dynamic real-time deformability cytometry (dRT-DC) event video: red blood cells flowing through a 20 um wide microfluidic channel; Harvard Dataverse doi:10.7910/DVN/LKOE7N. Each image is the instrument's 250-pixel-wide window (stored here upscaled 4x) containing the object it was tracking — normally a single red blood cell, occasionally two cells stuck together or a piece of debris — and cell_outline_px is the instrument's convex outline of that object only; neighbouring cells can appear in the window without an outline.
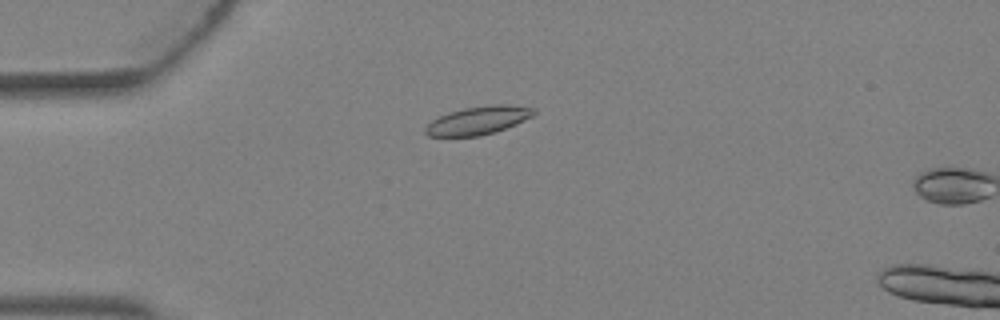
{"species": "Egyptian fruit bat (a non-hibernating species)", "species_latin": "Rousettus aegyptiacus", "temperature_condition": "warm", "stored_images_in_passage": 4, "camera_frame_rate_fps": 3000, "um_per_image_px": 0.085, "animal": {"sex": "female"}, "frame": {"image": 1, "passage_image": 3, "time_ms": 0.667, "image_size_px": [1000, 320], "cell_outline_px": [[536, 112], [532, 116], [516, 124], [496, 132], [480, 136], [428, 136], [424, 132], [424, 128], [432, 120], [448, 112], [464, 108], [492, 104], [508, 104], [536, 108]], "centroid_in_image_um": [40.66, 10.23], "position_along_channel_um": 44.3, "area_um2": 17.92}}